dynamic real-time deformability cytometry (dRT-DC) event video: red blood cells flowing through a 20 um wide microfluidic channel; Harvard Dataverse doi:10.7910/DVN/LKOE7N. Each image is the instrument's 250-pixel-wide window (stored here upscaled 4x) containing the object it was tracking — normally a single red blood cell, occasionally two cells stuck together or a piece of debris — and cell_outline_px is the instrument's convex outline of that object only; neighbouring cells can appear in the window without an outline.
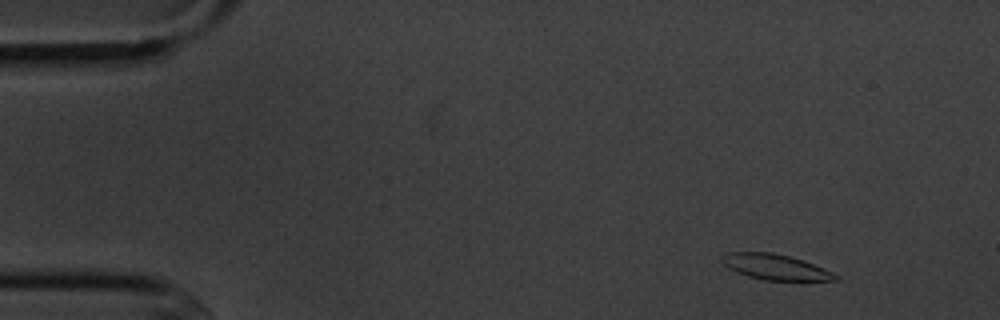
{"species": "common noctule bat (a hibernating species)", "species_latin": "Nyctalus noctula", "temperature_condition": "cold", "stored_images_in_passage": 5, "camera_frame_rate_fps": 3000, "um_per_image_px": 0.085, "animal": {"sex": "male", "body_mass_g": 20.1, "forearm_length_mm": 53.5}, "frame": {"image": 1, "passage_image": 1, "time_ms": 0.0, "image_size_px": [1000, 320], "cell_outline_px": [[840, 280], [764, 280], [748, 276], [736, 272], [728, 268], [720, 260], [720, 256], [728, 252], [772, 252], [804, 260], [832, 272], [840, 276]], "centroid_in_image_um": [65.88, 22.69], "position_along_channel_um": 19.1, "area_um2": 16.88}}
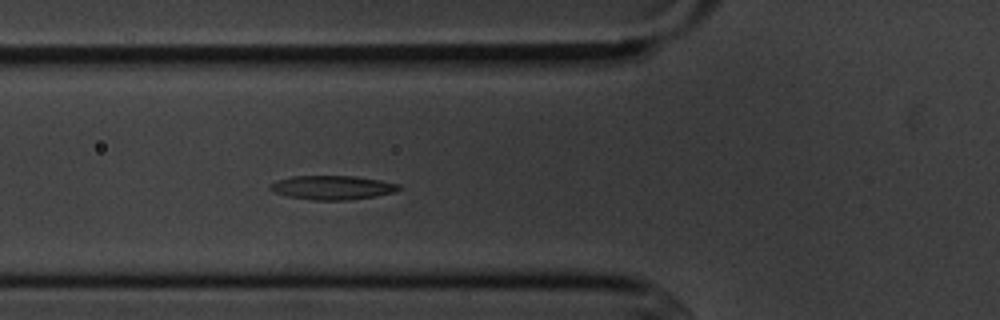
{"frame": {"image": 2, "passage_image": 5, "time_ms": 4.667, "image_size_px": [1000, 320], "cell_outline_px": [[400, 188], [396, 192], [376, 196], [348, 200], [312, 200], [288, 196], [272, 192], [268, 188], [268, 184], [276, 180], [292, 176], [352, 176], [380, 180], [400, 184]], "centroid_in_image_um": [28.21, 15.94], "position_along_channel_um": 97.6, "area_um2": 18.15}}